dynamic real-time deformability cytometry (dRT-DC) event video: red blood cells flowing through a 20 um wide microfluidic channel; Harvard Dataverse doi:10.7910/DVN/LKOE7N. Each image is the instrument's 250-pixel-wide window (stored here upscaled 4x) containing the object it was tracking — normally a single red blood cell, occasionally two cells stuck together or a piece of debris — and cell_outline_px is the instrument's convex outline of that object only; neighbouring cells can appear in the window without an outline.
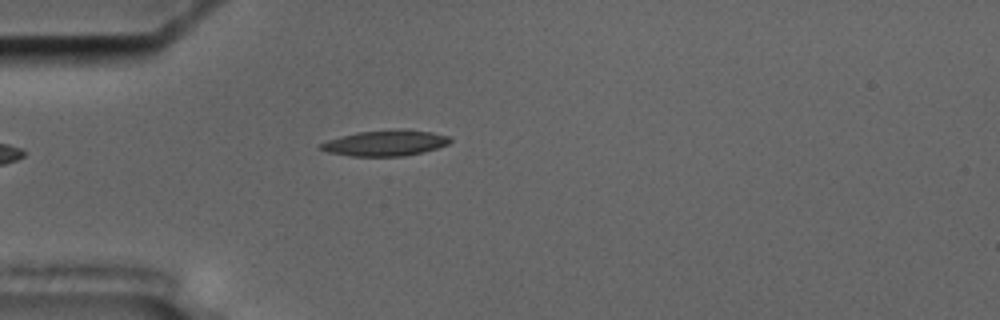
{"species": "common noctule bat (a hibernating species)", "species_latin": "Nyctalus noctula", "temperature_condition": "cold", "stored_images_in_passage": 41, "segment_of_instrument_passage": [1, 2], "camera_frame_rate_fps": 3000, "um_per_image_px": 0.085, "animal": {"sex": "male", "body_mass_g": 17.5, "forearm_length_mm": 52.3}, "frame": {"image": 1, "passage_image": 1, "time_ms": 0.0, "image_size_px": [1000, 320], "cell_outline_px": [[452, 140], [448, 144], [436, 148], [404, 156], [352, 156], [328, 152], [316, 148], [320, 144], [328, 140], [340, 136], [356, 132], [432, 132], [448, 136]], "centroid_in_image_um": [32.67, 12.2], "position_along_channel_um": 52.3, "area_um2": 18.38}}
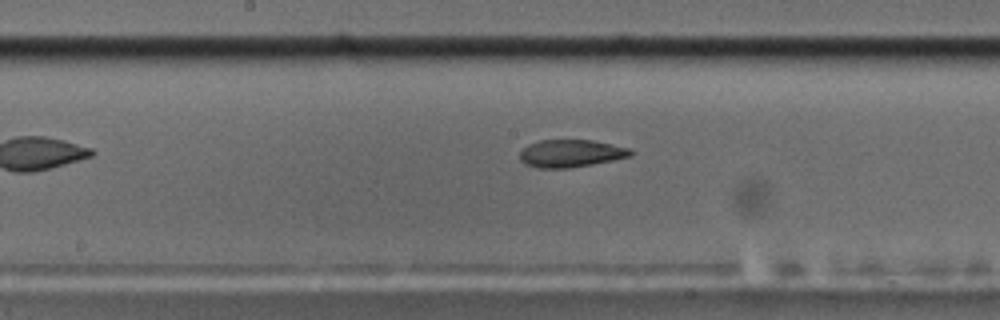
{"frame": {"image": 2, "passage_image": 14, "time_ms": 4.333, "image_size_px": [1000, 320], "cell_outline_px": [[632, 156], [592, 164], [568, 168], [536, 168], [524, 164], [520, 160], [520, 152], [528, 144], [540, 140], [592, 140], [628, 148], [632, 152]], "centroid_in_image_um": [48.47, 13.04], "position_along_channel_um": 199.7, "area_um2": 17.69}}
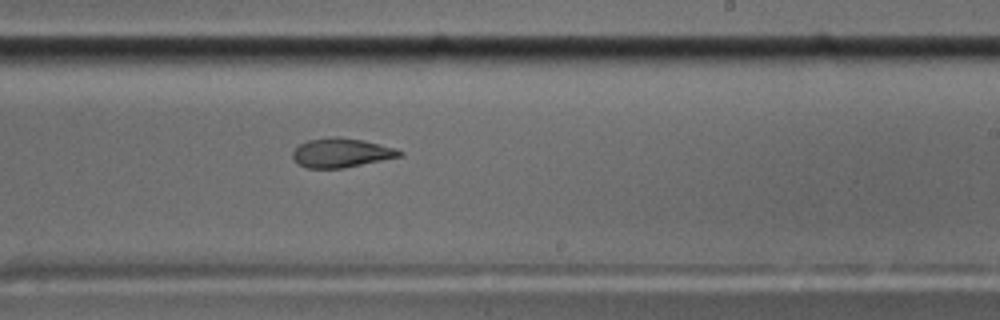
{"frame": {"image": 3, "passage_image": 19, "time_ms": 6.0, "image_size_px": [1000, 320], "cell_outline_px": [[404, 152], [400, 156], [344, 168], [308, 168], [300, 164], [292, 156], [292, 152], [300, 144], [308, 140], [328, 136], [340, 136], [364, 140], [396, 148]], "centroid_in_image_um": [29.01, 12.96], "position_along_channel_um": 260.0, "area_um2": 18.15}}